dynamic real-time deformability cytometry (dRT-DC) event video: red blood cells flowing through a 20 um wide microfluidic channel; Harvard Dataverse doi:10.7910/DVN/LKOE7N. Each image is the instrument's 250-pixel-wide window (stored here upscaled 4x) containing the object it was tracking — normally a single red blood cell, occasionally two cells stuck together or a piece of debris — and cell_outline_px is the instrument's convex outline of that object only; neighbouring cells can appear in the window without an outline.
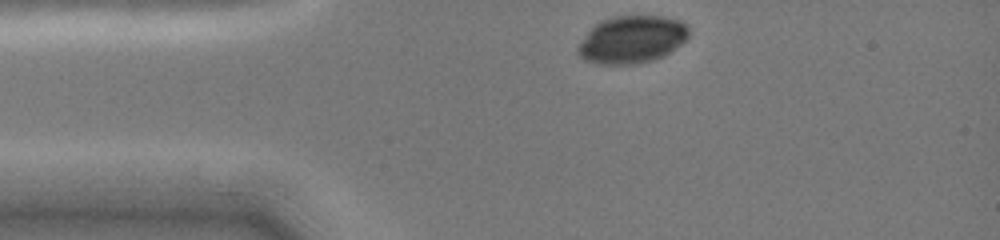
{"species": "common noctule bat (a hibernating species)", "species_latin": "Nyctalus noctula", "temperature_condition": "cold", "stored_images_in_passage": 7, "camera_frame_rate_fps": 3000, "um_per_image_px": 0.085, "animal": {"sex": "female", "body_mass_g": 19.0, "forearm_length_mm": 51.5}, "frame": {"image": 1, "passage_image": 1, "time_ms": 0.0, "image_size_px": [1000, 240], "cell_outline_px": [[688, 36], [680, 44], [668, 52], [652, 60], [632, 64], [596, 64], [584, 60], [580, 56], [576, 48], [588, 32], [600, 20], [612, 16], [664, 16], [680, 20], [688, 28]], "centroid_in_image_um": [53.67, 3.35], "position_along_channel_um": 31.3, "area_um2": 30.35}}
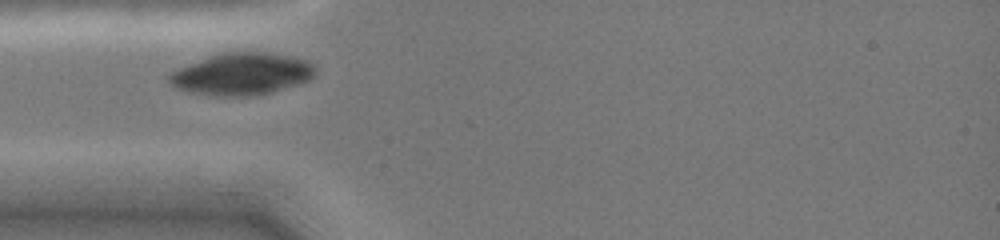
{"frame": {"image": 2, "passage_image": 3, "time_ms": 1.667, "image_size_px": [1000, 240], "cell_outline_px": [[316, 72], [308, 80], [272, 92], [256, 96], [212, 96], [188, 92], [176, 88], [168, 80], [168, 72], [212, 56], [224, 52], [268, 52], [308, 60], [316, 68]], "centroid_in_image_um": [20.54, 6.3], "position_along_channel_um": 64.5, "area_um2": 35.66}}
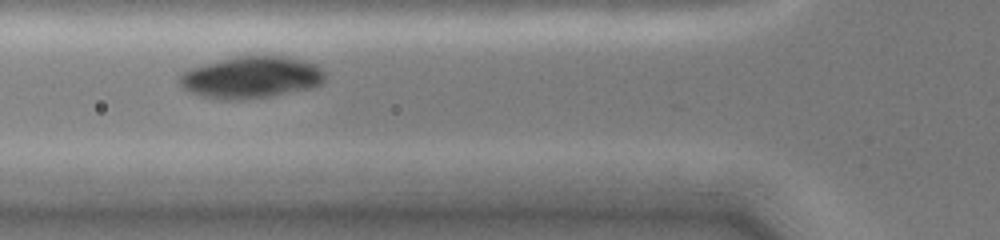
{"frame": {"image": 3, "passage_image": 5, "time_ms": 2.667, "image_size_px": [1000, 240], "cell_outline_px": [[324, 80], [320, 84], [312, 88], [268, 96], [240, 100], [220, 100], [200, 96], [188, 92], [180, 84], [180, 76], [188, 68], [200, 64], [236, 56], [288, 56], [308, 60], [316, 64], [324, 72]], "centroid_in_image_um": [21.34, 6.56], "position_along_channel_um": 104.5, "area_um2": 35.84}}